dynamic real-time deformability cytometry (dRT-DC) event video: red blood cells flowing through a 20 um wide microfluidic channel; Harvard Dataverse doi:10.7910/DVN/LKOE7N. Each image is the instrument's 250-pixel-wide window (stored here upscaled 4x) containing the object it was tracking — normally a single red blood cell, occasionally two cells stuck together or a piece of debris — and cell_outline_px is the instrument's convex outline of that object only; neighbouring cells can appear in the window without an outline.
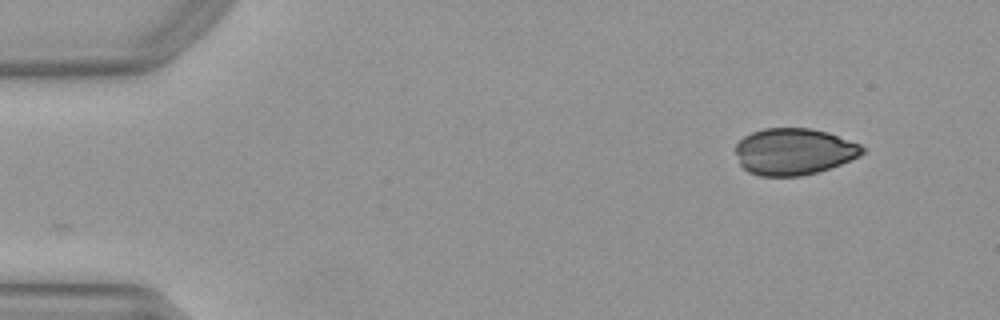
{"species": "Egyptian fruit bat (a non-hibernating species)", "species_latin": "Rousettus aegyptiacus", "temperature_condition": "warm", "stored_images_in_passage": 12, "camera_frame_rate_fps": 3000, "um_per_image_px": 0.085, "animal": {"sex": "female"}, "frame": {"image": 1, "passage_image": 1, "time_ms": 0.0, "image_size_px": [1000, 320], "cell_outline_px": [[868, 148], [860, 156], [840, 164], [816, 172], [800, 176], [760, 176], [748, 172], [740, 164], [736, 152], [736, 144], [744, 136], [752, 132], [764, 128], [812, 128], [828, 132], [860, 144]], "centroid_in_image_um": [67.49, 12.87], "position_along_channel_um": 17.5, "area_um2": 34.51}}